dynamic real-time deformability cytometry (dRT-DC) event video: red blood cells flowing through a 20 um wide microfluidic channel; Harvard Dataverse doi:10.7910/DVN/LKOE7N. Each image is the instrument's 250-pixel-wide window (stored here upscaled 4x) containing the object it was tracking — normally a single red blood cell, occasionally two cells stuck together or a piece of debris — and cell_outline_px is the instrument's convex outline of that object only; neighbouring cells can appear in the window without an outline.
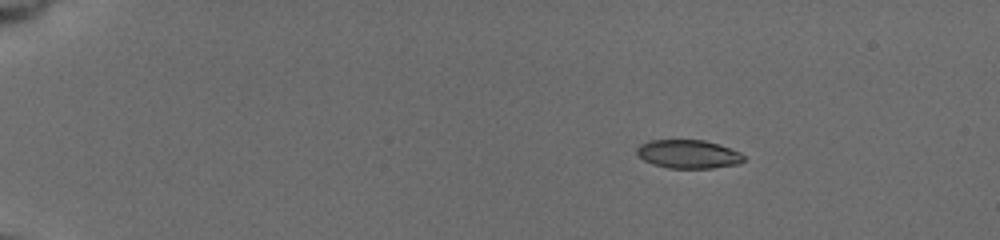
{"species": "common noctule bat (a hibernating species)", "species_latin": "Nyctalus noctula", "temperature_condition": "cold", "stored_images_in_passage": 34, "camera_frame_rate_fps": 3000, "um_per_image_px": 0.085, "animal": {"sex": "female", "body_mass_g": 19.5, "forearm_length_mm": 54.1}, "frame": {"image": 1, "passage_image": 1, "time_ms": 0.0, "image_size_px": [1000, 240], "cell_outline_px": [[744, 160], [740, 164], [712, 168], [668, 168], [652, 164], [644, 160], [636, 152], [636, 148], [640, 144], [648, 140], [704, 140], [720, 144], [740, 152], [744, 156]], "centroid_in_image_um": [58.51, 13.1], "position_along_channel_um": 26.5, "area_um2": 17.92}}
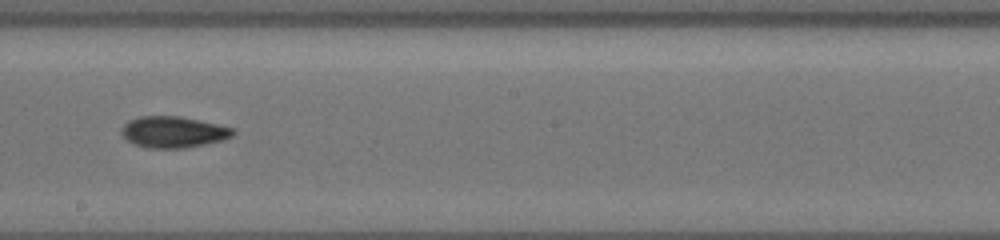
{"frame": {"image": 2, "passage_image": 15, "time_ms": 8.333, "image_size_px": [1000, 240], "cell_outline_px": [[236, 132], [232, 136], [224, 140], [184, 148], [148, 148], [136, 144], [128, 140], [120, 132], [120, 128], [128, 120], [140, 116], [180, 116], [236, 128]], "centroid_in_image_um": [14.75, 11.21], "position_along_channel_um": 233.5, "area_um2": 20.4}}
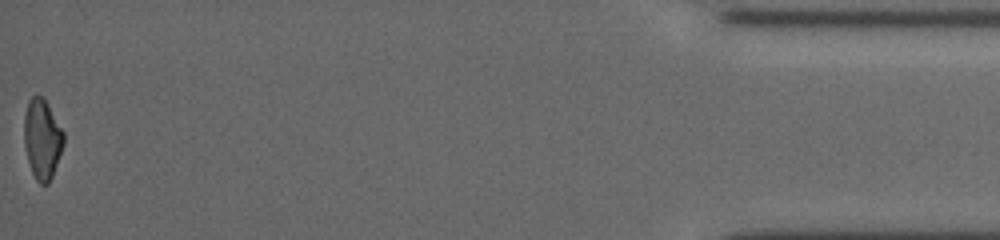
{"frame": {"image": 3, "passage_image": 34, "time_ms": 15.667, "image_size_px": [1000, 240], "cell_outline_px": [[64, 144], [52, 176], [48, 184], [40, 184], [36, 180], [32, 172], [28, 160], [24, 144], [24, 116], [28, 100], [32, 96], [44, 96], [64, 132]], "centroid_in_image_um": [3.59, 11.79], "position_along_channel_um": 431.6, "area_um2": 18.5}, "authors_computed_cell_mechanics": {"area_um2": 19.2185, "velocity_mm_per_s": 3.765, "shape_relaxation_time_tau1_ms": 3.3269, "shape_relaxation_time_tau2_ms": 8.1722, "deformation_change_tau1": 0.1099, "deformation_change_tau2": 0.1382}}